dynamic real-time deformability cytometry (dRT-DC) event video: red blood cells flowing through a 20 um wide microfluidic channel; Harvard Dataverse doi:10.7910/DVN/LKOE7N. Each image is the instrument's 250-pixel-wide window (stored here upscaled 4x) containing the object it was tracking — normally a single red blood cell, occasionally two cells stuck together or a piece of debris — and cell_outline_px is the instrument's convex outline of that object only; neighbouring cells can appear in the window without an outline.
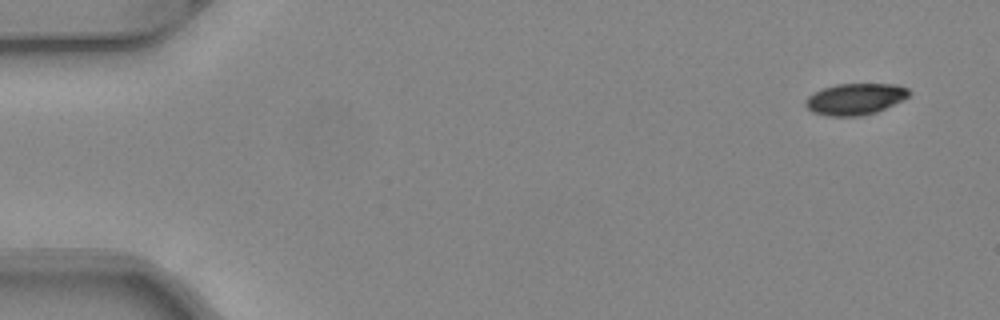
{"species": "common noctule bat (a hibernating species)", "species_latin": "Nyctalus noctula", "temperature_condition": "warm", "stored_images_in_passage": 13, "camera_frame_rate_fps": 3000, "um_per_image_px": 0.085, "animal": {"sex": "female", "body_mass_g": 24.6, "forearm_length_mm": 56.2}, "frame": {"image": 1, "passage_image": 1, "time_ms": 0.0, "image_size_px": [1000, 320], "cell_outline_px": [[912, 92], [908, 96], [876, 112], [860, 116], [828, 116], [812, 112], [804, 104], [804, 100], [812, 92], [836, 84], [896, 84], [908, 88]], "centroid_in_image_um": [72.65, 8.41], "position_along_channel_um": 12.4, "area_um2": 18.9}}
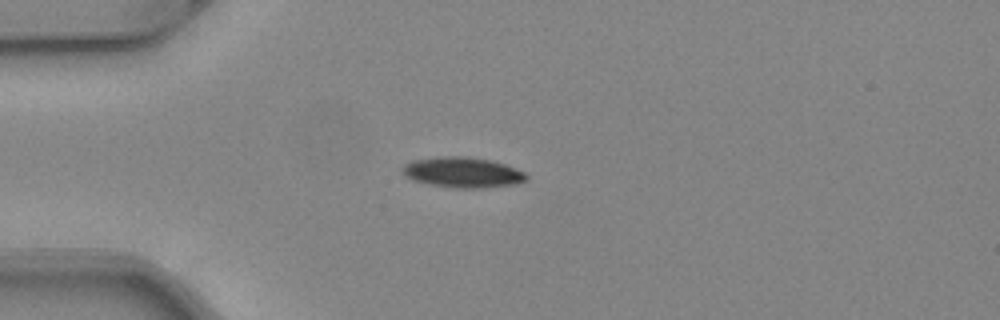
{"frame": {"image": 2, "passage_image": 13, "time_ms": 4.0, "image_size_px": [1000, 320], "cell_outline_px": [[528, 180], [516, 184], [484, 188], [456, 188], [432, 184], [412, 180], [404, 176], [400, 168], [404, 164], [412, 160], [444, 156], [460, 156], [492, 160], [516, 168], [524, 172], [528, 176]], "centroid_in_image_um": [39.32, 14.65], "position_along_channel_um": 45.7, "area_um2": 22.08}}